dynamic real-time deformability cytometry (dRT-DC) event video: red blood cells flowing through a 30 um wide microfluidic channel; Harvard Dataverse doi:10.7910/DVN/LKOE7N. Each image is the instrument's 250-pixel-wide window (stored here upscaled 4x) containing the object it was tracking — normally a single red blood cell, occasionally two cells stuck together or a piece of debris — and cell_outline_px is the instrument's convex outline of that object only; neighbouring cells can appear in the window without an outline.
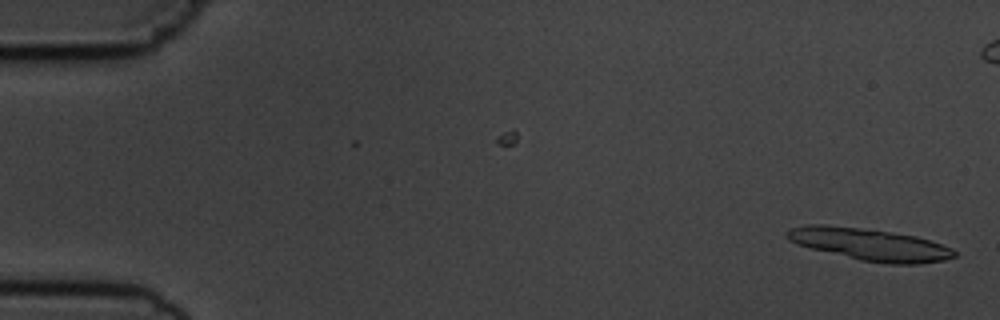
{"species": "common noctule bat (a hibernating species)", "species_latin": "Nyctalus noctula", "temperature_condition": "cold", "stored_images_in_passage": 16, "camera_frame_rate_fps": 3000, "um_per_image_px": 0.085, "animal": {"sex": "male", "body_mass_g": 19.5, "forearm_length_mm": 54.6}, "frame": {"image": 1, "passage_image": 1, "time_ms": 0.0, "image_size_px": [1000, 320], "cell_outline_px": [[956, 256], [944, 260], [920, 264], [888, 264], [860, 260], [796, 244], [788, 240], [784, 232], [792, 228], [804, 224], [824, 224], [860, 228], [916, 236], [952, 248], [956, 252]], "centroid_in_image_um": [73.9, 20.78], "position_along_channel_um": 11.1, "area_um2": 31.1}}
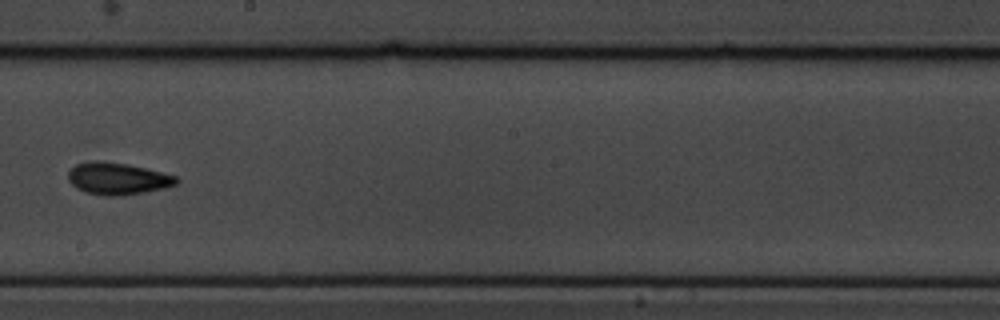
{"frame": {"image": 2, "passage_image": 9, "time_ms": 10.0, "image_size_px": [1000, 320], "cell_outline_px": [[180, 180], [176, 184], [164, 188], [144, 192], [120, 196], [104, 196], [84, 192], [76, 188], [68, 180], [68, 172], [76, 164], [96, 160], [128, 164], [176, 176]], "centroid_in_image_um": [9.97, 15.19], "position_along_channel_um": 238.2, "area_um2": 20.11}}
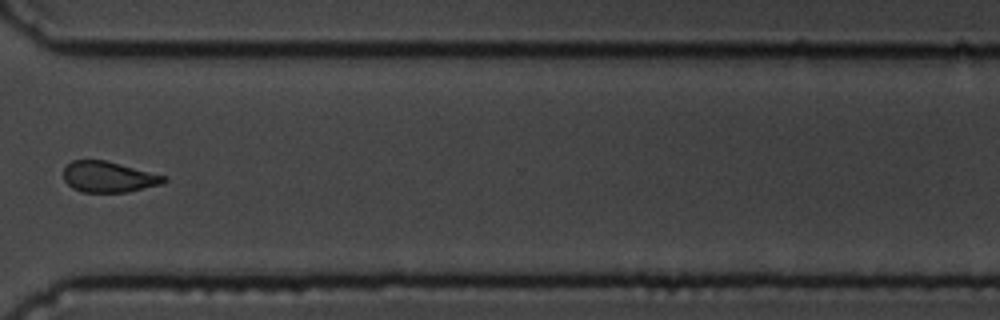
{"frame": {"image": 3, "passage_image": 12, "time_ms": 13.333, "image_size_px": [1000, 320], "cell_outline_px": [[168, 180], [160, 184], [128, 192], [84, 192], [72, 188], [64, 180], [64, 168], [72, 160], [104, 160], [168, 176]], "centroid_in_image_um": [9.24, 15.04], "position_along_channel_um": 361.4, "area_um2": 17.98}, "authors_computed_cell_mechanics": {"area_um2": 19.8832, "velocity_mm_per_s": 3.6945, "shape_relaxation_time_tau1_ms": 1.9957, "shape_relaxation_time_tau2_ms": 3.6659, "deformation_change_tau1": 0.0701, "deformation_change_tau2": 0.0715}}